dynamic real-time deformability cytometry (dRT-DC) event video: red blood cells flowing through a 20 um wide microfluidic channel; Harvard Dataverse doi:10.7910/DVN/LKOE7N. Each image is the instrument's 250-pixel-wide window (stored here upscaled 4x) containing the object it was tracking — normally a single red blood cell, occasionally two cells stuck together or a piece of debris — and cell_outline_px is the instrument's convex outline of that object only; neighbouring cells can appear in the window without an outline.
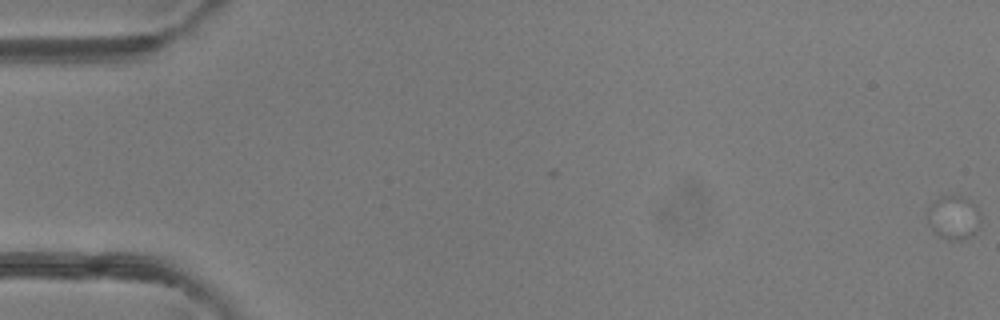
{"species": "common noctule bat (a hibernating species)", "species_latin": "Nyctalus noctula", "temperature_condition": "room temperature", "stored_images_in_passage": 2, "camera_frame_rate_fps": 3000, "um_per_image_px": 0.085, "animal": {"sex": "female"}, "frame": {"image": 1, "passage_image": 2, "time_ms": 0.333, "image_size_px": [1000, 320], "cell_outline_px": [[980, 224], [968, 236], [960, 240], [948, 240], [940, 236], [928, 224], [928, 208], [940, 196], [960, 196], [976, 204], [980, 212]], "centroid_in_image_um": [81.06, 18.47], "position_along_channel_um": 3.9, "area_um2": 13.24}}